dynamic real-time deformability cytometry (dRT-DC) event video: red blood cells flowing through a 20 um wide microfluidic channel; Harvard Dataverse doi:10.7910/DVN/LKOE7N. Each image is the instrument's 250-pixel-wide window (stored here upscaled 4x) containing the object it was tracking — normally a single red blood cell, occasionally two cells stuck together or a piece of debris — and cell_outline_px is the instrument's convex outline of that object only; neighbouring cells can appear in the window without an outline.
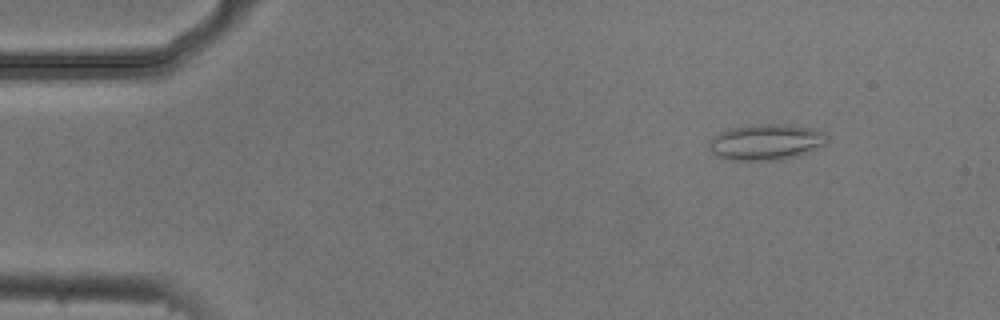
{"species": "common noctule bat (a hibernating species)", "species_latin": "Nyctalus noctula", "temperature_condition": "cold", "stored_images_in_passage": 53, "camera_frame_rate_fps": 3000, "um_per_image_px": 0.085, "animal": {"sex": "male", "body_mass_g": 20.5, "forearm_length_mm": 52.5}, "frame": {"image": 1, "passage_image": 6, "time_ms": 1.667, "image_size_px": [1000, 320], "cell_outline_px": [[828, 140], [824, 144], [796, 156], [772, 160], [728, 160], [716, 156], [712, 152], [712, 140], [720, 132], [732, 128], [760, 124], [788, 124], [812, 128], [824, 132], [828, 136]], "centroid_in_image_um": [65.15, 12.07], "position_along_channel_um": 19.8, "area_um2": 24.16}}
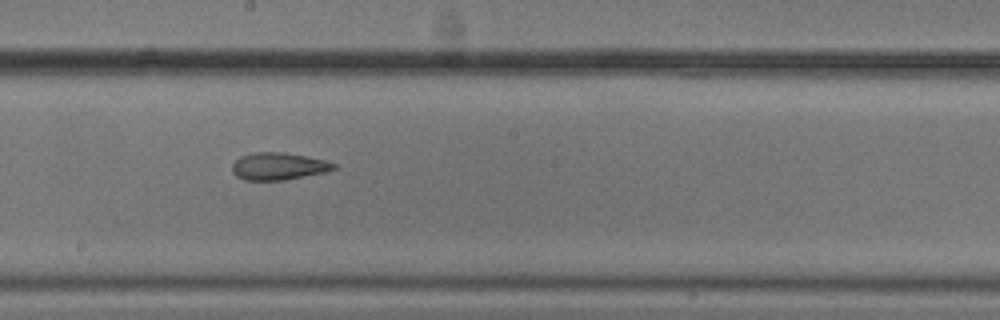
{"frame": {"image": 2, "passage_image": 29, "time_ms": 9.333, "image_size_px": [1000, 320], "cell_outline_px": [[336, 168], [328, 172], [284, 180], [244, 180], [236, 176], [232, 172], [232, 164], [240, 156], [252, 152], [284, 152], [308, 156], [324, 160], [336, 164]], "centroid_in_image_um": [23.67, 14.13], "position_along_channel_um": 224.5, "area_um2": 16.36}}
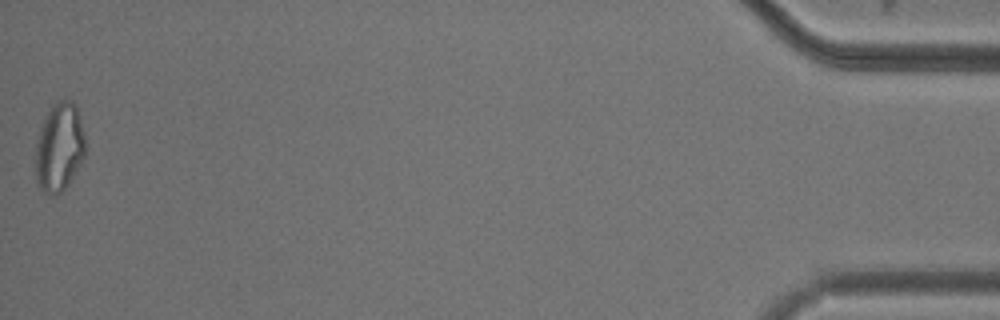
{"frame": {"image": 3, "passage_image": 53, "time_ms": 17.333, "image_size_px": [1000, 320], "cell_outline_px": [[84, 156], [80, 164], [68, 184], [56, 196], [52, 196], [44, 192], [36, 180], [32, 160], [36, 140], [40, 128], [52, 104], [56, 100], [64, 96], [72, 100], [76, 104], [84, 136]], "centroid_in_image_um": [4.99, 12.49], "position_along_channel_um": 430.2, "area_um2": 26.3}, "authors_computed_cell_mechanics": {"area_um2": 19.5942, "velocity_mm_per_s": 3.759, "shape_relaxation_time_tau1_ms": null, "shape_relaxation_time_tau2_ms": 3.683, "deformation_change_tau1": null, "deformation_change_tau2": 0.1172}}